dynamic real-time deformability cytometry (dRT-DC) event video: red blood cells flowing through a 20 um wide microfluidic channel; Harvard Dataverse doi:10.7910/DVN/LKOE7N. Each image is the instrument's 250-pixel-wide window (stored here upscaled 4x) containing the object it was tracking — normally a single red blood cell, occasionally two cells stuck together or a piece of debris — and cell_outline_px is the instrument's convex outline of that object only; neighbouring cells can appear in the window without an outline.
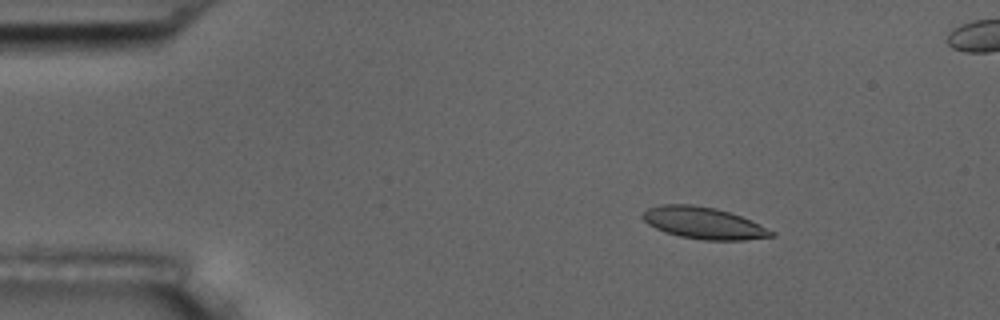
{"species": "common noctule bat (a hibernating species)", "species_latin": "Nyctalus noctula", "temperature_condition": "room temperature", "stored_images_in_passage": 16, "camera_frame_rate_fps": 3000, "um_per_image_px": 0.085, "animal": {"sex": "male", "body_mass_g": 17.5, "forearm_length_mm": 52.3}, "frame": {"image": 1, "passage_image": 3, "time_ms": 2.667, "image_size_px": [1000, 320], "cell_outline_px": [[776, 236], [744, 240], [704, 240], [680, 236], [664, 232], [648, 224], [640, 216], [648, 208], [660, 204], [692, 204], [716, 208], [740, 216], [776, 232]], "centroid_in_image_um": [59.79, 18.95], "position_along_channel_um": 25.2, "area_um2": 23.76}}
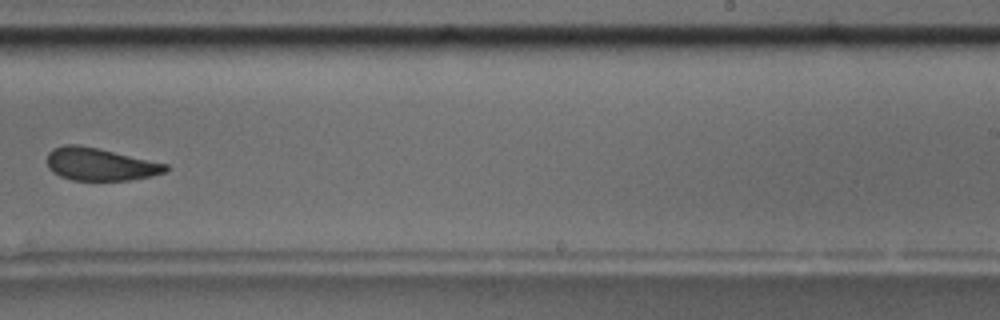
{"frame": {"image": 2, "passage_image": 10, "time_ms": 11.667, "image_size_px": [1000, 320], "cell_outline_px": [[168, 168], [164, 172], [152, 176], [128, 180], [72, 180], [60, 176], [52, 172], [48, 168], [48, 152], [52, 148], [64, 144], [80, 144], [168, 164]], "centroid_in_image_um": [8.47, 13.95], "position_along_channel_um": 280.5, "area_um2": 22.54}}